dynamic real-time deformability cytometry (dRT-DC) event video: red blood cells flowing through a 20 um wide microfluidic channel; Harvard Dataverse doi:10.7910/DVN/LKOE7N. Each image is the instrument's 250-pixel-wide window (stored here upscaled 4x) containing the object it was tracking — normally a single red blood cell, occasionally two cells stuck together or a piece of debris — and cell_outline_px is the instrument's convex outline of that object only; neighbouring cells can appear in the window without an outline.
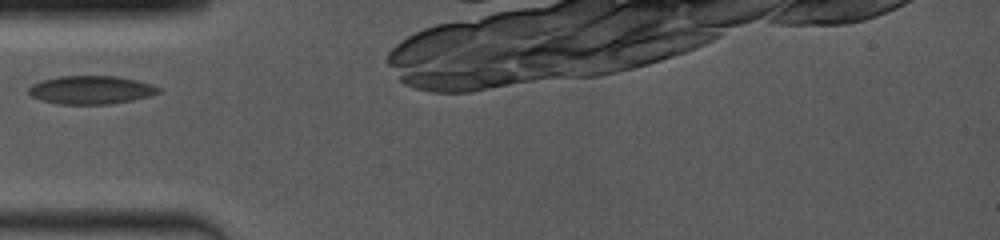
{"species": "common noctule bat (a hibernating species)", "species_latin": "Nyctalus noctula", "temperature_condition": "room temperature", "stored_images_in_passage": 7, "camera_frame_rate_fps": 4000, "um_per_image_px": 0.085, "animal": {"sex": "female", "body_mass_g": 19.0, "forearm_length_mm": 53.3}, "frame": {"image": 1, "passage_image": 1, "time_ms": 0.0, "image_size_px": [1000, 240], "cell_outline_px": [[164, 88], [160, 92], [148, 96], [132, 100], [112, 104], [60, 104], [40, 100], [32, 96], [28, 92], [28, 88], [32, 84], [44, 80], [60, 76], [116, 76], [136, 80], [152, 84]], "centroid_in_image_um": [7.76, 7.64], "position_along_channel_um": 77.2, "area_um2": 21.44}}